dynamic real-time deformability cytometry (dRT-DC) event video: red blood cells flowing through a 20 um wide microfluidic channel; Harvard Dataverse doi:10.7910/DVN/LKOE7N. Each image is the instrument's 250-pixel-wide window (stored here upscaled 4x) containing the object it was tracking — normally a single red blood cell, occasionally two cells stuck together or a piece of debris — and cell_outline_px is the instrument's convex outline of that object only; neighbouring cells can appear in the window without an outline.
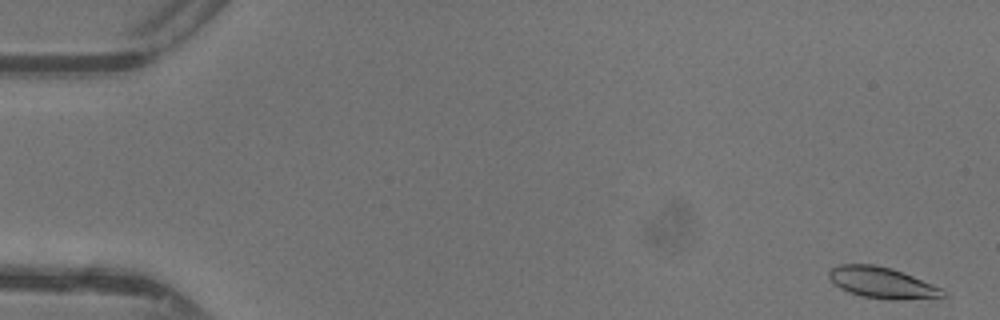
{"species": "common noctule bat (a hibernating species)", "species_latin": "Nyctalus noctula", "temperature_condition": "warm", "stored_images_in_passage": 47, "camera_frame_rate_fps": 3000, "um_per_image_px": 0.085, "animal": {"sex": "female"}, "frame": {"image": 1, "passage_image": 1, "time_ms": 0.0, "image_size_px": [1000, 320], "cell_outline_px": [[948, 296], [900, 300], [888, 300], [860, 296], [848, 292], [840, 288], [828, 276], [828, 272], [832, 268], [840, 264], [872, 264], [892, 268], [904, 272], [944, 288], [948, 292]], "centroid_in_image_um": [75.04, 24.04], "position_along_channel_um": 10.0, "area_um2": 20.98}}
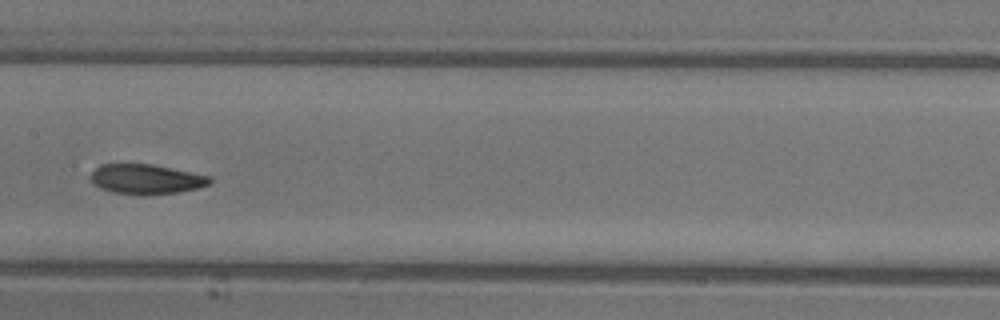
{"frame": {"image": 2, "passage_image": 24, "time_ms": 7.667, "image_size_px": [1000, 320], "cell_outline_px": [[212, 180], [208, 184], [200, 188], [180, 192], [112, 192], [100, 188], [92, 184], [88, 176], [100, 164], [152, 164], [212, 176]], "centroid_in_image_um": [12.41, 15.18], "position_along_channel_um": 195.0, "area_um2": 20.17}}
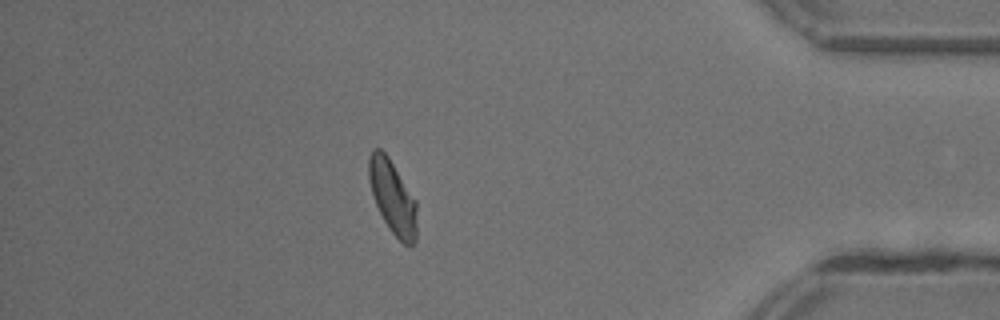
{"frame": {"image": 3, "passage_image": 41, "time_ms": 13.333, "image_size_px": [1000, 320], "cell_outline_px": [[416, 240], [412, 244], [404, 244], [388, 228], [376, 204], [368, 180], [368, 160], [372, 148], [380, 148], [388, 156], [416, 200]], "centroid_in_image_um": [33.36, 16.72], "position_along_channel_um": 401.8, "area_um2": 20.4}, "authors_computed_cell_mechanics": {"area_um2": 20.519, "velocity_mm_per_s": 4.3799, "shape_relaxation_time_tau1_ms": 3.4606, "shape_relaxation_time_tau2_ms": 2.7694, "deformation_change_tau1": 0.1558, "deformation_change_tau2": 0.0963}}